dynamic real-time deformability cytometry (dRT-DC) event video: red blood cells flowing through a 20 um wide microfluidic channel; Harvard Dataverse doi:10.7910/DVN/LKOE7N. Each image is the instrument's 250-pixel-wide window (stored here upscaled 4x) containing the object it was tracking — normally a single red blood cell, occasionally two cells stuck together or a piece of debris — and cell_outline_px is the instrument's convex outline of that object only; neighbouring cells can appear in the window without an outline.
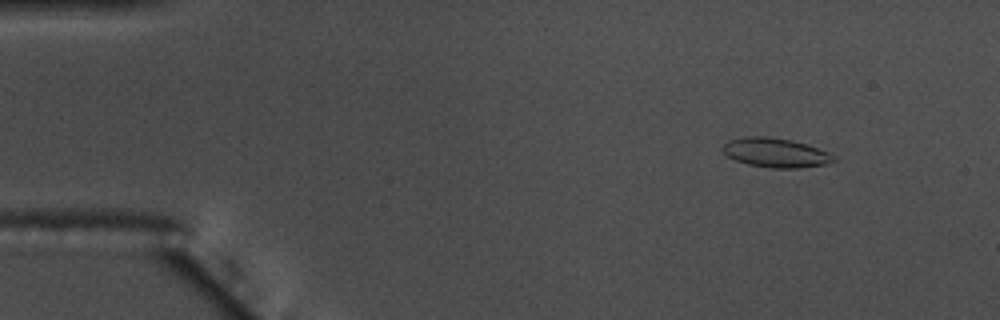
{"species": "common noctule bat (a hibernating species)", "species_latin": "Nyctalus noctula", "temperature_condition": "warm", "stored_images_in_passage": 53, "camera_frame_rate_fps": 3000, "um_per_image_px": 0.085, "animal": {"sex": "male", "body_mass_g": 17.5, "forearm_length_mm": 52.3}, "frame": {"image": 1, "passage_image": 7, "time_ms": 2.0, "image_size_px": [1000, 320], "cell_outline_px": [[836, 160], [824, 164], [800, 168], [768, 168], [748, 164], [736, 160], [728, 156], [720, 148], [728, 140], [748, 136], [764, 136], [792, 140], [828, 152], [836, 156]], "centroid_in_image_um": [65.9, 12.98], "position_along_channel_um": 19.1, "area_um2": 18.84}}
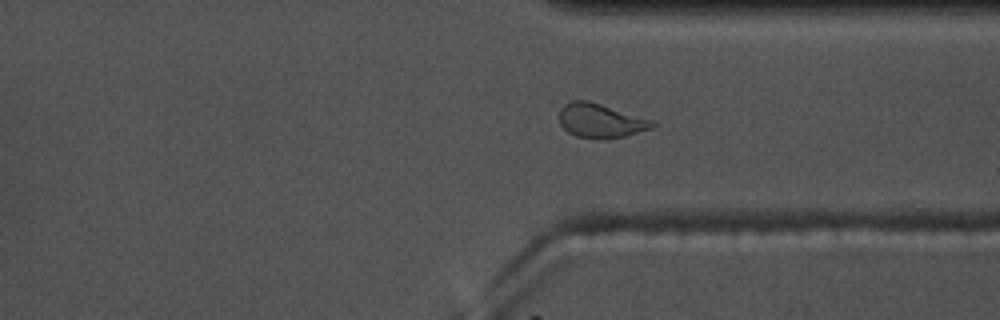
{"frame": {"image": 2, "passage_image": 43, "time_ms": 14.0, "image_size_px": [1000, 320], "cell_outline_px": [[656, 128], [624, 136], [576, 136], [568, 132], [560, 124], [560, 108], [564, 104], [572, 100], [588, 100], [656, 120]], "centroid_in_image_um": [51.12, 10.21], "position_along_channel_um": 360.3, "area_um2": 18.26}}
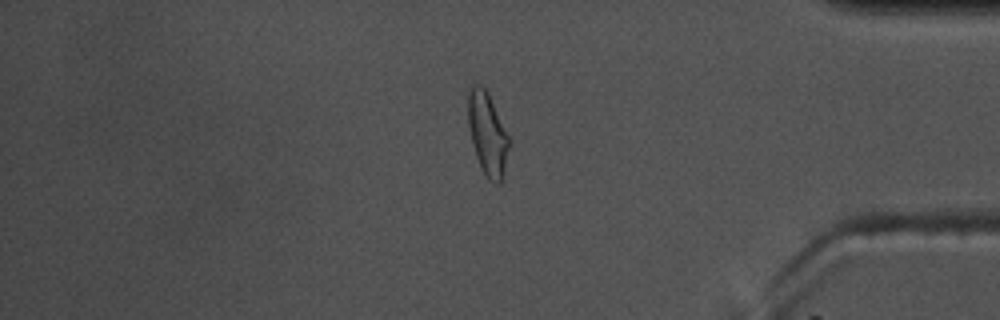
{"frame": {"image": 3, "passage_image": 48, "time_ms": 15.667, "image_size_px": [1000, 320], "cell_outline_px": [[508, 148], [504, 172], [500, 184], [496, 184], [488, 180], [476, 156], [472, 144], [468, 124], [468, 88], [472, 84], [480, 84], [488, 92], [508, 136]], "centroid_in_image_um": [41.4, 11.35], "position_along_channel_um": 393.8, "area_um2": 19.48}, "authors_computed_cell_mechanics": {"area_um2": 18.2648, "velocity_mm_per_s": 3.6386, "shape_relaxation_time_tau1_ms": 8.1616, "shape_relaxation_time_tau2_ms": 1.8392, "deformation_change_tau1": 0.2138, "deformation_change_tau2": 0.0856}}